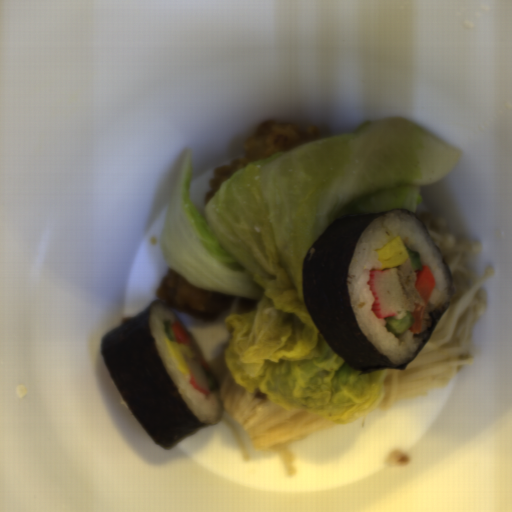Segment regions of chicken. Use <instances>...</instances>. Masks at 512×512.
Here are the masks:
<instances>
[{"label": "chicken", "mask_w": 512, "mask_h": 512, "mask_svg": "<svg viewBox=\"0 0 512 512\" xmlns=\"http://www.w3.org/2000/svg\"><path fill=\"white\" fill-rule=\"evenodd\" d=\"M324 139L319 127L309 125L299 127L282 123H259L253 135L242 143L245 151L243 158H234L227 166L216 167L209 188L204 197L205 207L221 189V183L230 178L239 169L255 162L264 161L276 152H288L298 144Z\"/></svg>", "instance_id": "1"}, {"label": "chicken", "mask_w": 512, "mask_h": 512, "mask_svg": "<svg viewBox=\"0 0 512 512\" xmlns=\"http://www.w3.org/2000/svg\"><path fill=\"white\" fill-rule=\"evenodd\" d=\"M233 296L196 286L170 267L159 283L156 301L165 302L172 311L212 322L225 313Z\"/></svg>", "instance_id": "2"}]
</instances>
